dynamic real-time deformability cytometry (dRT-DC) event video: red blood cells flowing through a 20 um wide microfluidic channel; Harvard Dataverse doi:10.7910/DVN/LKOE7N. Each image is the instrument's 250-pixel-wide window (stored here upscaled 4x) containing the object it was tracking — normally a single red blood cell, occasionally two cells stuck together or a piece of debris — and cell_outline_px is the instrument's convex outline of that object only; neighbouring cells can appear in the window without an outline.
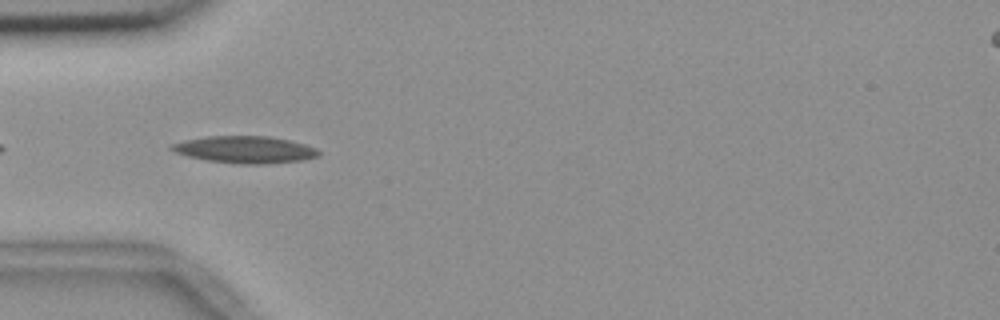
{"species": "common noctule bat (a hibernating species)", "species_latin": "Nyctalus noctula", "temperature_condition": "room temperature", "stored_images_in_passage": 5, "camera_frame_rate_fps": 3000, "um_per_image_px": 0.085, "animal": {"sex": "female", "body_mass_g": 18.4}, "frame": {"image": 1, "passage_image": 2, "time_ms": 0.333, "image_size_px": [1000, 320], "cell_outline_px": [[320, 156], [304, 160], [264, 164], [240, 164], [208, 160], [188, 156], [176, 152], [168, 148], [172, 144], [184, 140], [208, 136], [268, 136], [288, 140], [304, 144], [316, 148], [320, 152]], "centroid_in_image_um": [20.85, 12.72], "position_along_channel_um": 64.2, "area_um2": 23.06}}
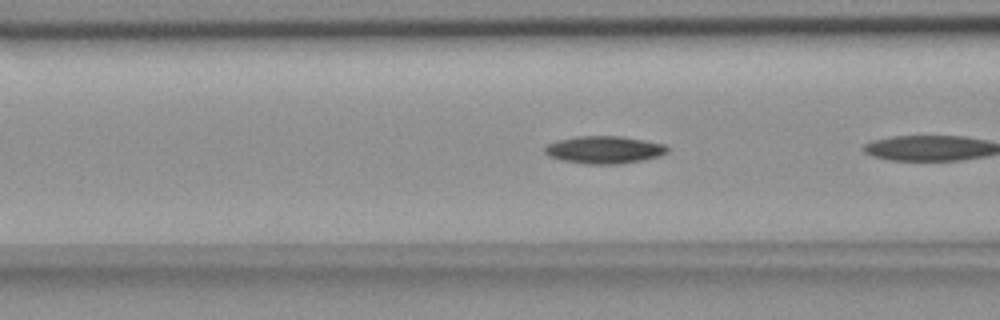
{"frame": {"image": 2, "passage_image": 4, "time_ms": 1.0, "image_size_px": [1000, 320], "cell_outline_px": [[668, 152], [660, 156], [640, 160], [616, 164], [584, 164], [560, 160], [548, 156], [544, 152], [544, 148], [548, 144], [560, 140], [576, 136], [620, 136], [644, 140], [664, 144], [668, 148]], "centroid_in_image_um": [51.34, 12.73], "position_along_channel_um": 115.3, "area_um2": 19.59}}